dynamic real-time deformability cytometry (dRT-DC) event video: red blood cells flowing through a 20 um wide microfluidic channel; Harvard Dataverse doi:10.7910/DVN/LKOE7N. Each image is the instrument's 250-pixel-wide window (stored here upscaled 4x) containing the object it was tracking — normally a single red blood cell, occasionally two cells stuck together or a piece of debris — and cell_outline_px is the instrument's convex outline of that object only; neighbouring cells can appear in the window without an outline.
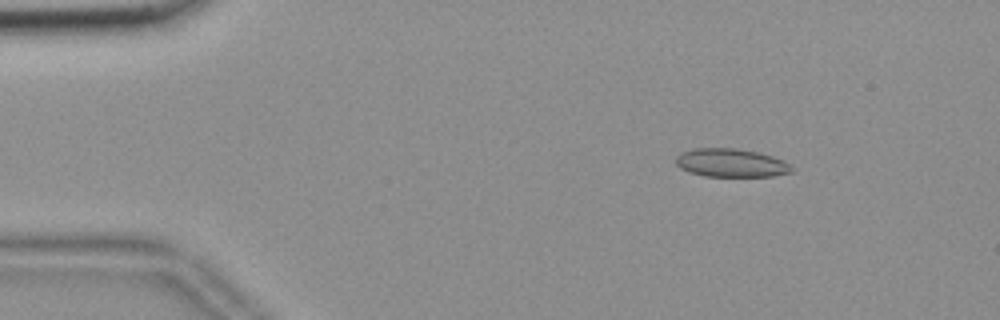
{"species": "common noctule bat (a hibernating species)", "species_latin": "Nyctalus noctula", "temperature_condition": "room temperature", "stored_images_in_passage": 52, "camera_frame_rate_fps": 3000, "um_per_image_px": 0.085, "animal": {"sex": "female", "body_mass_g": 18.4}, "frame": {"image": 1, "passage_image": 5, "time_ms": 1.333, "image_size_px": [1000, 320], "cell_outline_px": [[792, 172], [772, 176], [704, 176], [688, 172], [680, 168], [676, 164], [676, 156], [680, 152], [692, 148], [736, 148], [756, 152], [772, 156], [784, 160], [792, 168]], "centroid_in_image_um": [62.09, 13.84], "position_along_channel_um": 22.9, "area_um2": 19.19}}
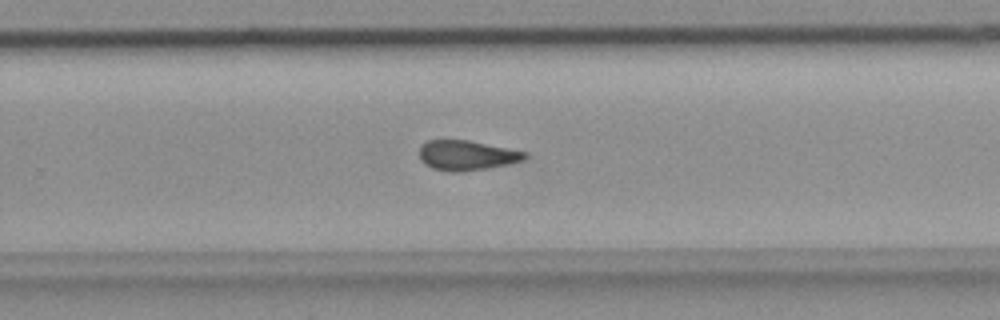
{"frame": {"image": 2, "passage_image": 33, "time_ms": 10.667, "image_size_px": [1000, 320], "cell_outline_px": [[528, 156], [524, 160], [508, 164], [460, 172], [448, 172], [432, 168], [424, 164], [420, 160], [420, 144], [428, 140], [468, 140], [528, 152]], "centroid_in_image_um": [39.65, 13.2], "position_along_channel_um": 290.1, "area_um2": 18.44}}
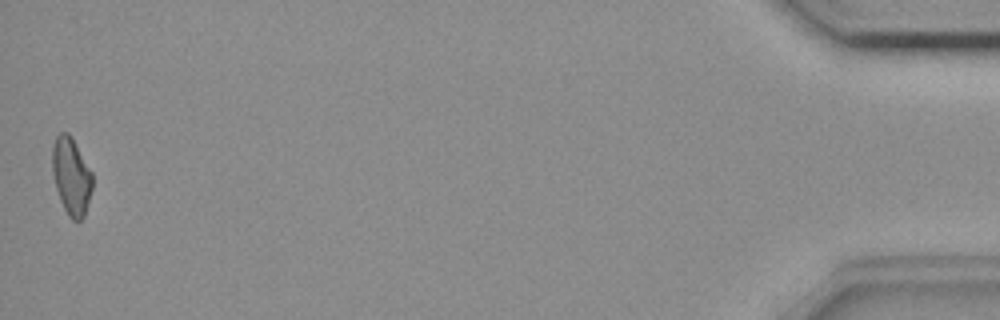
{"frame": {"image": 3, "passage_image": 52, "time_ms": 17.0, "image_size_px": [1000, 320], "cell_outline_px": [[92, 188], [84, 216], [80, 220], [72, 220], [68, 216], [60, 200], [56, 188], [52, 172], [52, 148], [56, 136], [60, 132], [68, 132], [72, 136], [92, 172]], "centroid_in_image_um": [6.05, 14.95], "position_along_channel_um": 429.1, "area_um2": 18.09}, "authors_computed_cell_mechanics": {"area_um2": 18.7561, "velocity_mm_per_s": 3.6829, "shape_relaxation_time_tau1_ms": null, "shape_relaxation_time_tau2_ms": 5.2905, "deformation_change_tau1": null, "deformation_change_tau2": 0.125}}